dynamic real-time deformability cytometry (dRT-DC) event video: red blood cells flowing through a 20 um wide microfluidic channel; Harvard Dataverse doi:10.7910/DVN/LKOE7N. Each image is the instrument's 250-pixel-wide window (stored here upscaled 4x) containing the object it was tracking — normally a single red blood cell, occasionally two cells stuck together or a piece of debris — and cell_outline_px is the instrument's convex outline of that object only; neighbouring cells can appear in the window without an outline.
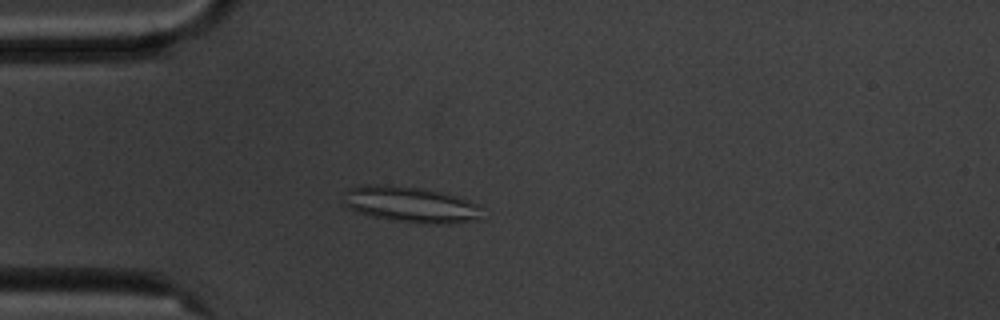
{"species": "common noctule bat (a hibernating species)", "species_latin": "Nyctalus noctula", "temperature_condition": "cold", "stored_images_in_passage": 43, "camera_frame_rate_fps": 3000, "um_per_image_px": 0.085, "animal": {"sex": "male", "body_mass_g": 20.1, "forearm_length_mm": 53.5}, "frame": {"image": 1, "passage_image": 15, "time_ms": 4.667, "image_size_px": [1000, 320], "cell_outline_px": [[476, 220], [448, 224], [428, 224], [396, 220], [372, 216], [356, 212], [348, 208], [344, 204], [344, 192], [348, 188], [360, 184], [392, 184], [420, 188], [440, 192], [456, 196], [468, 200], [476, 204]], "centroid_in_image_um": [34.76, 17.36], "position_along_channel_um": 50.2, "area_um2": 28.73}}
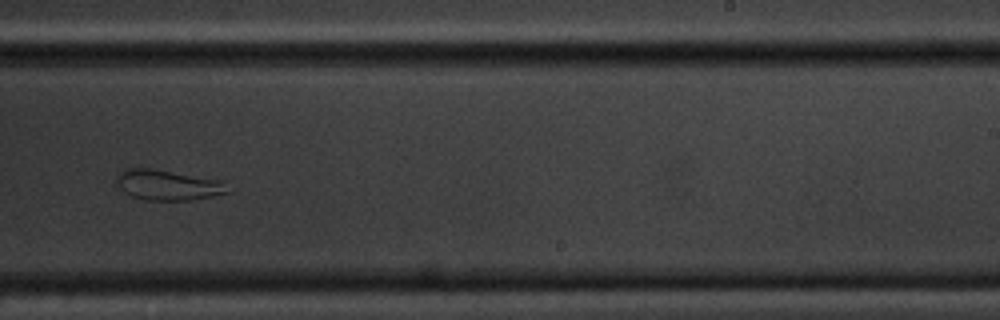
{"frame": {"image": 2, "passage_image": 35, "time_ms": 11.333, "image_size_px": [1000, 320], "cell_outline_px": [[232, 192], [212, 196], [188, 200], [148, 200], [132, 196], [124, 192], [116, 184], [116, 176], [124, 168], [148, 168], [220, 180]], "centroid_in_image_um": [14.23, 15.73], "position_along_channel_um": 274.8, "area_um2": 19.42}}
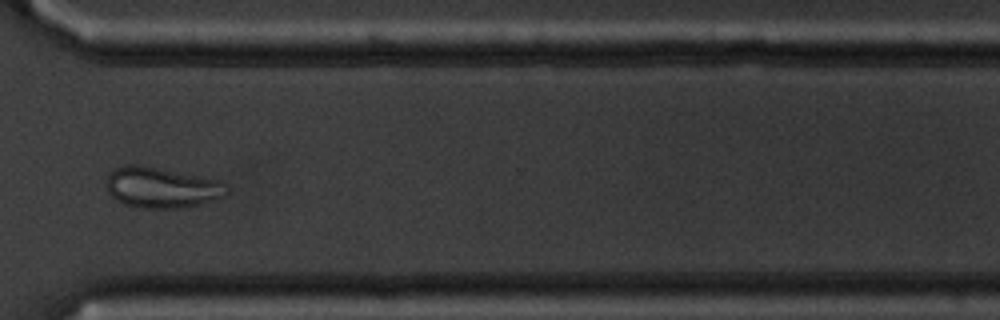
{"frame": {"image": 3, "passage_image": 42, "time_ms": 13.667, "image_size_px": [1000, 320], "cell_outline_px": [[228, 196], [200, 204], [176, 208], [144, 208], [124, 204], [116, 200], [108, 192], [108, 172], [124, 164], [140, 164], [220, 180], [228, 184]], "centroid_in_image_um": [13.78, 15.93], "position_along_channel_um": 356.8, "area_um2": 28.73}, "authors_computed_cell_mechanics": {"area_um2": 25.2586, "velocity_mm_per_s": 3.5383, "shape_relaxation_time_tau1_ms": null, "shape_relaxation_time_tau2_ms": 2.2061, "deformation_change_tau1": null, "deformation_change_tau2": 0.0828}}